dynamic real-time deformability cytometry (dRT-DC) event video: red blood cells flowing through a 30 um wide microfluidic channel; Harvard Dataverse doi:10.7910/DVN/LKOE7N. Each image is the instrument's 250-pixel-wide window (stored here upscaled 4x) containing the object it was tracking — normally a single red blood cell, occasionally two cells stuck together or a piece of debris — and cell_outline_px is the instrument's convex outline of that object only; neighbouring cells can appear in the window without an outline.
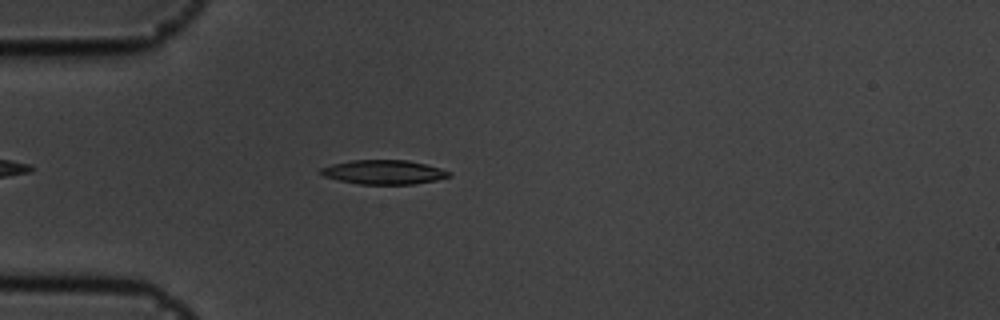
{"species": "common noctule bat (a hibernating species)", "species_latin": "Nyctalus noctula", "temperature_condition": "cold", "stored_images_in_passage": 41, "camera_frame_rate_fps": 3000, "um_per_image_px": 0.085, "animal": {"sex": "male", "body_mass_g": 19.5, "forearm_length_mm": 54.6}, "frame": {"image": 1, "passage_image": 7, "time_ms": 2.0, "image_size_px": [1000, 320], "cell_outline_px": [[452, 176], [436, 180], [412, 184], [360, 184], [340, 180], [324, 176], [320, 172], [320, 168], [332, 164], [352, 160], [408, 160], [440, 168], [452, 172]], "centroid_in_image_um": [32.65, 14.63], "position_along_channel_um": 52.4, "area_um2": 17.98}}
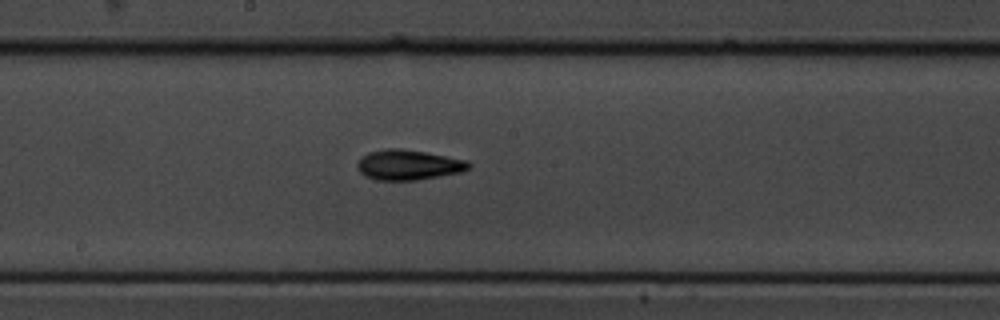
{"frame": {"image": 2, "passage_image": 21, "time_ms": 6.667, "image_size_px": [1000, 320], "cell_outline_px": [[472, 164], [468, 168], [460, 172], [416, 180], [376, 180], [364, 176], [356, 168], [356, 164], [360, 156], [368, 152], [388, 148], [400, 148], [424, 152], [468, 160]], "centroid_in_image_um": [34.65, 14.01], "position_along_channel_um": 213.5, "area_um2": 19.65}}
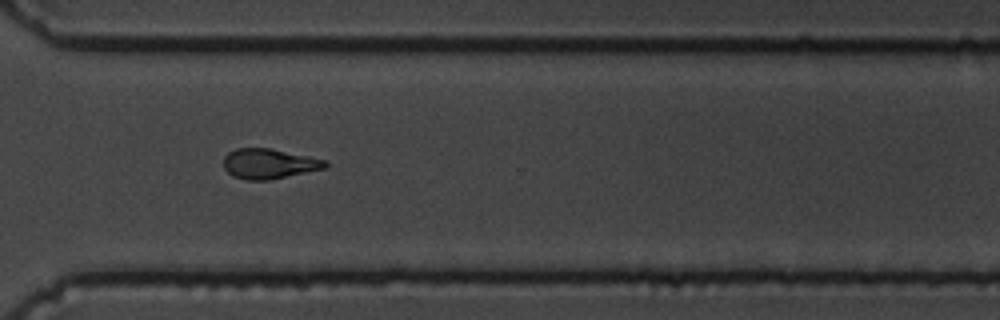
{"frame": {"image": 3, "passage_image": 32, "time_ms": 10.333, "image_size_px": [1000, 320], "cell_outline_px": [[328, 164], [324, 168], [268, 180], [244, 180], [232, 176], [224, 168], [224, 156], [228, 152], [236, 148], [268, 148], [328, 160]], "centroid_in_image_um": [22.83, 13.91], "position_along_channel_um": 347.8, "area_um2": 17.69}, "authors_computed_cell_mechanics": {"area_um2": 18.3804, "velocity_mm_per_s": 3.6696, "shape_relaxation_time_tau1_ms": 3.2287, "shape_relaxation_time_tau2_ms": 3.6554, "deformation_change_tau1": 0.1389, "deformation_change_tau2": 0.1169}}